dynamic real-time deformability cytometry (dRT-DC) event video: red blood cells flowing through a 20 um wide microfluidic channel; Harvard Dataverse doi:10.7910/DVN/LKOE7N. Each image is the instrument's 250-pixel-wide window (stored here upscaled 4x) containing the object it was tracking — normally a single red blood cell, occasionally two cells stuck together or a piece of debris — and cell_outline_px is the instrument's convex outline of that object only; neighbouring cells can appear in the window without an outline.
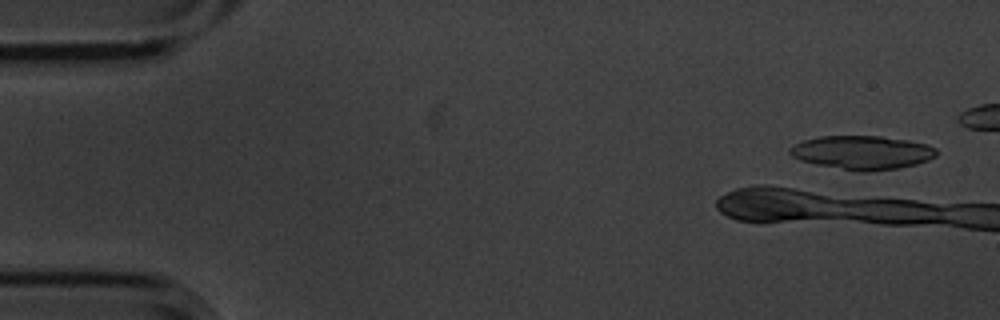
{"species": "common noctule bat (a hibernating species)", "species_latin": "Nyctalus noctula", "temperature_condition": "cold", "stored_images_in_passage": 2, "camera_frame_rate_fps": 3000, "um_per_image_px": 0.085, "animal": {"sex": "male", "body_mass_g": 20.1, "forearm_length_mm": 53.5}, "frame": {"image": 1, "passage_image": 1, "time_ms": 0.0, "image_size_px": [1000, 320], "cell_outline_px": [[936, 156], [928, 160], [916, 164], [896, 168], [868, 172], [856, 172], [816, 164], [800, 160], [792, 156], [788, 152], [788, 148], [804, 140], [820, 136], [880, 136], [908, 140], [928, 144], [936, 148]], "centroid_in_image_um": [73.28, 12.97], "position_along_channel_um": 11.7, "area_um2": 28.9}}